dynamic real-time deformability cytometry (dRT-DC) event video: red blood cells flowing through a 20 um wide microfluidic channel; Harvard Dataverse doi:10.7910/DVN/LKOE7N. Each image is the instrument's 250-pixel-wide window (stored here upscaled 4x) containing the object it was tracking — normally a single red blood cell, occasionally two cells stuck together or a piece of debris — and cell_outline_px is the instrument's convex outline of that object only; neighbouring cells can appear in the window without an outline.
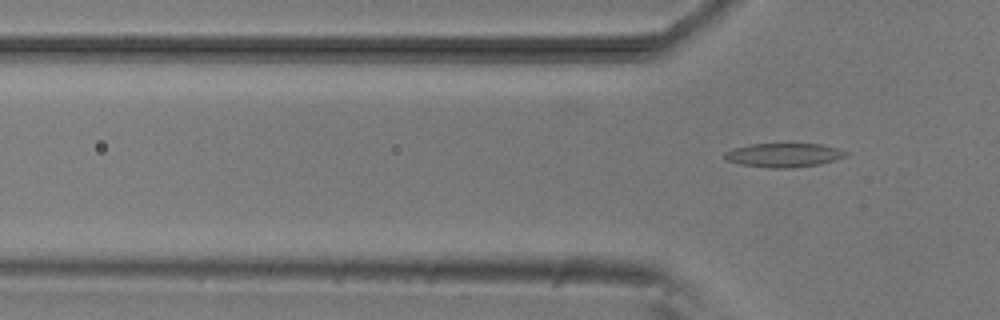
{"species": "common noctule bat (a hibernating species)", "species_latin": "Nyctalus noctula", "temperature_condition": "room temperature", "stored_images_in_passage": 2, "camera_frame_rate_fps": 3000, "um_per_image_px": 0.085, "animal": {"sex": "male", "body_mass_g": 20.5, "forearm_length_mm": 52.5}, "frame": {"image": 1, "passage_image": 2, "time_ms": 1.333, "image_size_px": [1000, 320], "cell_outline_px": [[848, 156], [836, 160], [820, 164], [792, 168], [768, 168], [740, 164], [724, 160], [724, 152], [732, 148], [748, 144], [820, 144], [836, 148], [848, 152]], "centroid_in_image_um": [66.59, 13.19], "position_along_channel_um": 59.2, "area_um2": 17.11}}